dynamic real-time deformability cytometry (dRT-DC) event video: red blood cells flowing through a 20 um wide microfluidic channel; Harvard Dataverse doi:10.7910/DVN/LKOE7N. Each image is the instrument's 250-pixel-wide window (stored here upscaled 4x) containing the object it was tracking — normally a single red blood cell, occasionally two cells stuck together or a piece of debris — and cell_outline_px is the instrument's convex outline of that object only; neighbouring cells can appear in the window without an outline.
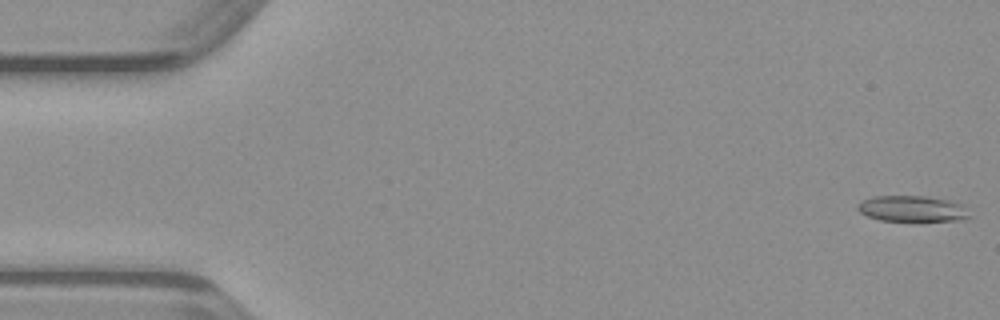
{"species": "common noctule bat (a hibernating species)", "species_latin": "Nyctalus noctula", "temperature_condition": "warm", "stored_images_in_passage": 49, "camera_frame_rate_fps": 3000, "um_per_image_px": 0.085, "animal": {"sex": "male", "body_mass_g": 23.1, "forearm_length_mm": 52.7}, "frame": {"image": 1, "passage_image": 1, "time_ms": 0.0, "image_size_px": [1000, 320], "cell_outline_px": [[972, 216], [964, 220], [880, 220], [868, 216], [860, 212], [856, 208], [856, 204], [860, 200], [872, 196], [924, 196], [948, 200], [964, 204]], "centroid_in_image_um": [77.54, 17.72], "position_along_channel_um": 7.5, "area_um2": 16.99}}
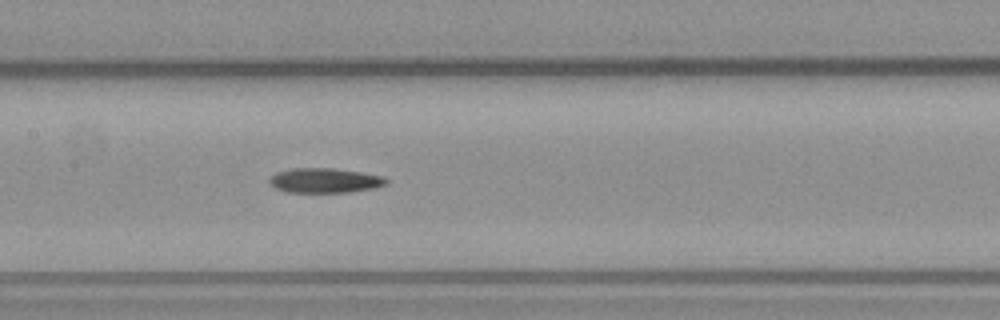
{"frame": {"image": 2, "passage_image": 23, "time_ms": 7.333, "image_size_px": [1000, 320], "cell_outline_px": [[388, 184], [376, 188], [352, 192], [288, 192], [276, 188], [268, 180], [276, 172], [292, 168], [332, 168], [360, 172], [384, 176], [388, 180]], "centroid_in_image_um": [27.66, 15.34], "position_along_channel_um": 179.7, "area_um2": 16.88}}
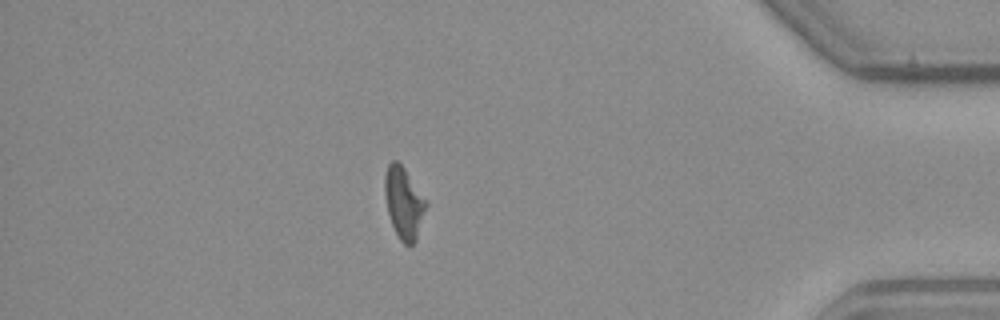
{"frame": {"image": 3, "passage_image": 42, "time_ms": 13.667, "image_size_px": [1000, 320], "cell_outline_px": [[428, 204], [416, 240], [412, 244], [404, 244], [400, 240], [392, 224], [388, 212], [384, 192], [384, 176], [388, 164], [392, 160], [396, 160], [404, 168]], "centroid_in_image_um": [34.31, 17.24], "position_along_channel_um": 400.9, "area_um2": 16.94}}